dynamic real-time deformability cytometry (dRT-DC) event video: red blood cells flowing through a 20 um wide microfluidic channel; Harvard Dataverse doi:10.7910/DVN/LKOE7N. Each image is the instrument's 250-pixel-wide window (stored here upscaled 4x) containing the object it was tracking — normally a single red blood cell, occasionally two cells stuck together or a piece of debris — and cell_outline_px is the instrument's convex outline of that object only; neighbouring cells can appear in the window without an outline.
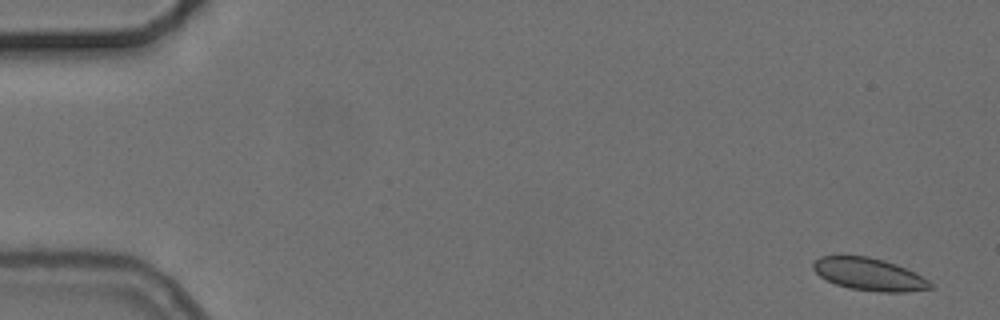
{"species": "common noctule bat (a hibernating species)", "species_latin": "Nyctalus noctula", "temperature_condition": "cold", "stored_images_in_passage": 6, "camera_frame_rate_fps": 3000, "um_per_image_px": 0.085, "animal": {"sex": "female", "body_mass_g": 24.6, "forearm_length_mm": 56.2}, "frame": {"image": 1, "passage_image": 1, "time_ms": 0.0, "image_size_px": [1000, 320], "cell_outline_px": [[932, 288], [904, 292], [880, 292], [848, 288], [836, 284], [820, 276], [812, 268], [812, 264], [820, 256], [868, 256], [884, 260], [896, 264], [928, 280], [932, 284]], "centroid_in_image_um": [73.85, 23.31], "position_along_channel_um": 11.2, "area_um2": 21.85}}
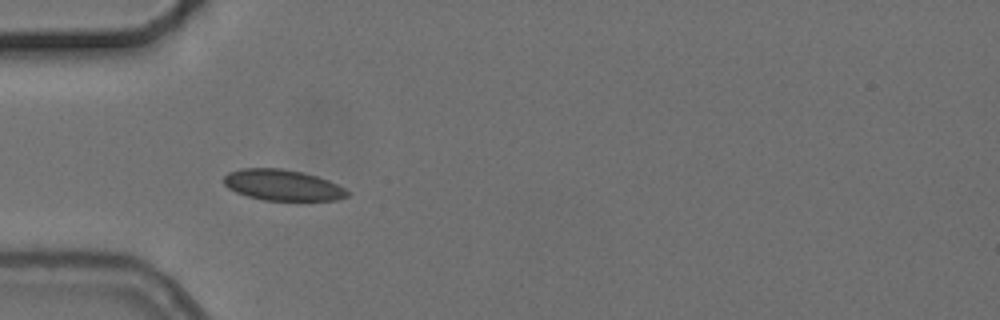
{"frame": {"image": 2, "passage_image": 5, "time_ms": 5.0, "image_size_px": [1000, 320], "cell_outline_px": [[348, 196], [336, 200], [264, 200], [248, 196], [236, 192], [228, 188], [224, 184], [224, 176], [228, 172], [240, 168], [280, 168], [300, 172], [316, 176], [328, 180], [344, 188], [348, 192]], "centroid_in_image_um": [23.98, 15.73], "position_along_channel_um": 61.0, "area_um2": 22.08}}
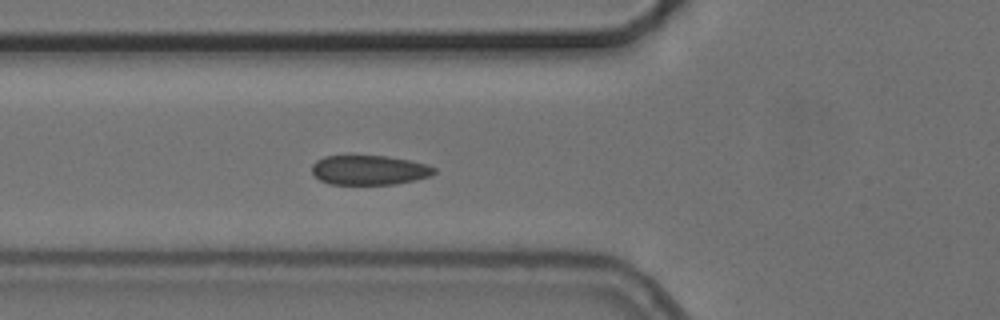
{"frame": {"image": 3, "passage_image": 6, "time_ms": 6.0, "image_size_px": [1000, 320], "cell_outline_px": [[436, 172], [432, 176], [416, 180], [396, 184], [328, 184], [320, 180], [312, 172], [312, 164], [316, 160], [324, 156], [388, 156], [428, 164], [436, 168]], "centroid_in_image_um": [31.41, 14.46], "position_along_channel_um": 94.4, "area_um2": 21.21}}